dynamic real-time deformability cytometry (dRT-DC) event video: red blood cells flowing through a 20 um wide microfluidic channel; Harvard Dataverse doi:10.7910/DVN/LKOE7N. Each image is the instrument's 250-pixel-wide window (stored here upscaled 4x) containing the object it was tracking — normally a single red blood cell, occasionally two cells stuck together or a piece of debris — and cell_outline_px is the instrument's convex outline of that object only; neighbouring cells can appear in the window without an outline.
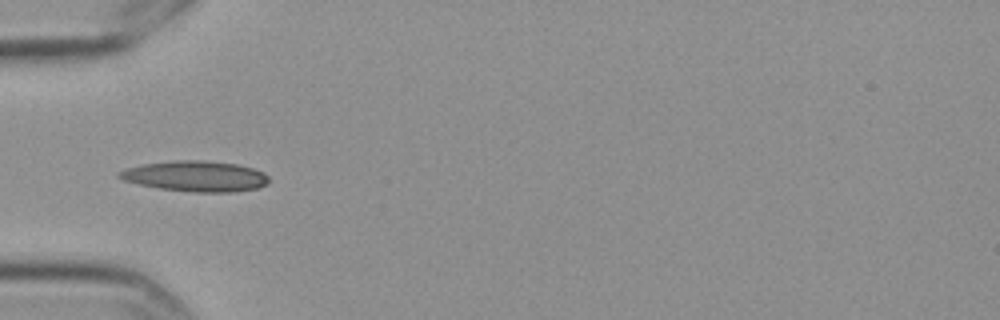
{"species": "Egyptian fruit bat (a non-hibernating species)", "species_latin": "Rousettus aegyptiacus", "temperature_condition": "cold", "stored_images_in_passage": 7, "camera_frame_rate_fps": 3000, "um_per_image_px": 0.085, "frame": {"image": 1, "passage_image": 3, "time_ms": 0.667, "image_size_px": [1000, 320], "cell_outline_px": [[268, 184], [256, 188], [232, 192], [192, 192], [160, 188], [140, 184], [124, 180], [116, 176], [116, 172], [128, 168], [144, 164], [172, 160], [204, 160], [236, 164], [252, 168], [264, 172], [268, 176]], "centroid_in_image_um": [16.63, 14.97], "position_along_channel_um": 68.4, "area_um2": 26.59}}
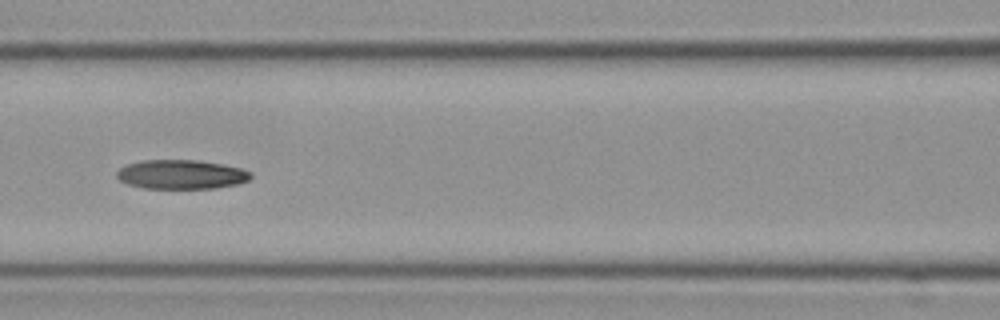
{"frame": {"image": 2, "passage_image": 5, "time_ms": 1.333, "image_size_px": [1000, 320], "cell_outline_px": [[252, 176], [248, 180], [240, 184], [216, 188], [144, 188], [128, 184], [120, 180], [116, 176], [116, 172], [124, 164], [140, 160], [200, 160], [224, 164], [240, 168], [252, 172]], "centroid_in_image_um": [15.41, 14.82], "position_along_channel_um": 151.2, "area_um2": 23.06}}
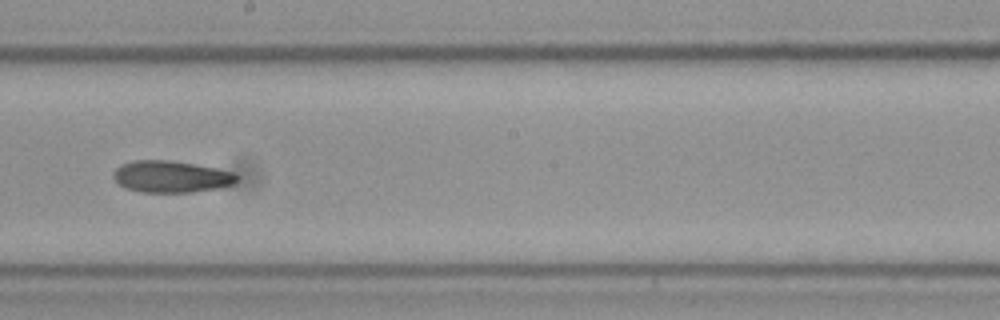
{"frame": {"image": 3, "passage_image": 7, "time_ms": 2.0, "image_size_px": [1000, 320], "cell_outline_px": [[240, 180], [236, 184], [220, 188], [192, 192], [140, 192], [124, 188], [116, 184], [112, 176], [112, 172], [120, 164], [136, 160], [168, 160], [216, 168], [232, 172], [240, 176]], "centroid_in_image_um": [14.54, 15.03], "position_along_channel_um": 233.7, "area_um2": 23.24}}